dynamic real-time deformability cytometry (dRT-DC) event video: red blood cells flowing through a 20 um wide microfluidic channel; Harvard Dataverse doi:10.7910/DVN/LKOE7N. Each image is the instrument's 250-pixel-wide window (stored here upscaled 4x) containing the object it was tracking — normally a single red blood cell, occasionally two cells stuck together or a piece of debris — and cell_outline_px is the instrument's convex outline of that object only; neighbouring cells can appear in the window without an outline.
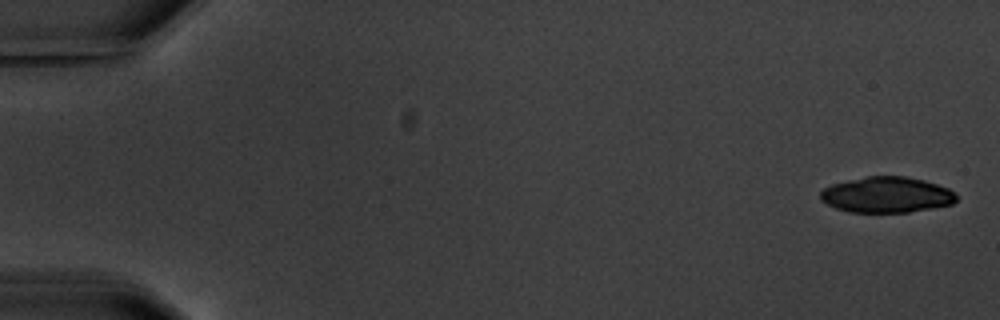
{"species": "common noctule bat (a hibernating species)", "species_latin": "Nyctalus noctula", "temperature_condition": "warm", "stored_images_in_passage": 5, "camera_frame_rate_fps": 3000, "um_per_image_px": 0.085, "animal": {"sex": "male", "body_mass_g": 20.1, "forearm_length_mm": 53.5}, "frame": {"image": 1, "passage_image": 1, "time_ms": 0.0, "image_size_px": [1000, 320], "cell_outline_px": [[956, 200], [952, 204], [932, 208], [908, 212], [848, 212], [836, 208], [820, 200], [820, 192], [824, 188], [832, 184], [848, 180], [868, 176], [908, 176], [924, 180], [948, 188], [956, 192]], "centroid_in_image_um": [75.37, 16.55], "position_along_channel_um": 9.6, "area_um2": 28.38}}